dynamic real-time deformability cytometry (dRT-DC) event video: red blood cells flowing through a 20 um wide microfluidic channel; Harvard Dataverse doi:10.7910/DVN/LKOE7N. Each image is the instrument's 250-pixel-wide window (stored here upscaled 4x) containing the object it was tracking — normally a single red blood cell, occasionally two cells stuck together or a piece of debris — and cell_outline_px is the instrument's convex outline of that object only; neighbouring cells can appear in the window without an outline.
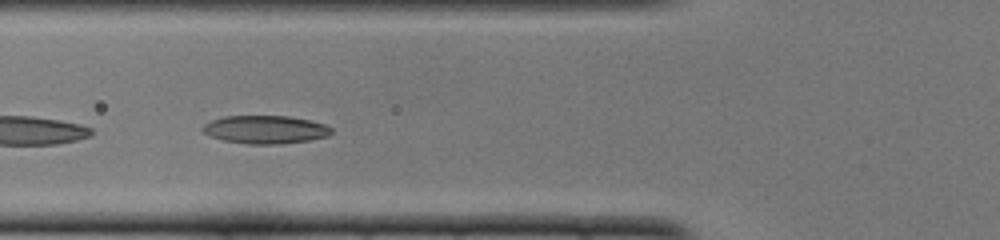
{"species": "common noctule bat (a hibernating species)", "species_latin": "Nyctalus noctula", "temperature_condition": "cold", "stored_images_in_passage": 16, "camera_frame_rate_fps": 3000, "um_per_image_px": 0.085, "animal": {"sex": "female", "body_mass_g": 22.0, "forearm_length_mm": 56.7}, "frame": {"image": 1, "passage_image": 14, "time_ms": 4.333, "image_size_px": [1000, 240], "cell_outline_px": [[332, 132], [328, 136], [312, 140], [280, 144], [248, 144], [224, 140], [208, 136], [200, 128], [204, 124], [212, 120], [224, 116], [288, 116], [308, 120], [324, 124], [332, 128]], "centroid_in_image_um": [22.54, 11.02], "position_along_channel_um": 103.3, "area_um2": 21.15}}